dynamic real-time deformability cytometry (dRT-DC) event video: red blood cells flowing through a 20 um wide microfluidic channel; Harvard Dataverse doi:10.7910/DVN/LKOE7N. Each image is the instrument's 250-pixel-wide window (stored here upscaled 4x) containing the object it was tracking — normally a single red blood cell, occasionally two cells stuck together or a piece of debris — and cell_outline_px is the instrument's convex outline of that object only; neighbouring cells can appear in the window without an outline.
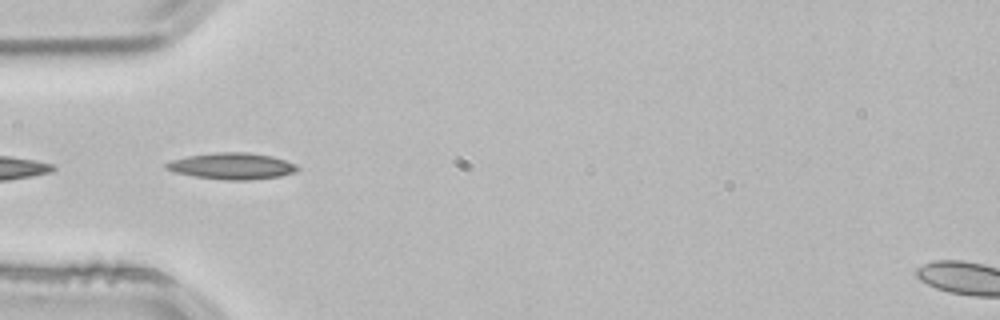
{"species": "common noctule bat (a hibernating species)", "species_latin": "Nyctalus noctula", "temperature_condition": "room temperature", "stored_images_in_passage": 5, "camera_frame_rate_fps": 3000, "um_per_image_px": 0.085, "animal": {"sex": "male", "body_mass_g": 21.5, "forearm_length_mm": 52.0}, "frame": {"image": 1, "passage_image": 1, "time_ms": 0.0, "image_size_px": [1000, 320], "cell_outline_px": [[300, 168], [296, 172], [280, 176], [248, 180], [224, 180], [192, 176], [176, 172], [164, 168], [164, 164], [172, 160], [188, 156], [216, 152], [248, 152], [272, 156], [296, 164]], "centroid_in_image_um": [19.72, 14.12], "position_along_channel_um": 65.3, "area_um2": 20.23}}